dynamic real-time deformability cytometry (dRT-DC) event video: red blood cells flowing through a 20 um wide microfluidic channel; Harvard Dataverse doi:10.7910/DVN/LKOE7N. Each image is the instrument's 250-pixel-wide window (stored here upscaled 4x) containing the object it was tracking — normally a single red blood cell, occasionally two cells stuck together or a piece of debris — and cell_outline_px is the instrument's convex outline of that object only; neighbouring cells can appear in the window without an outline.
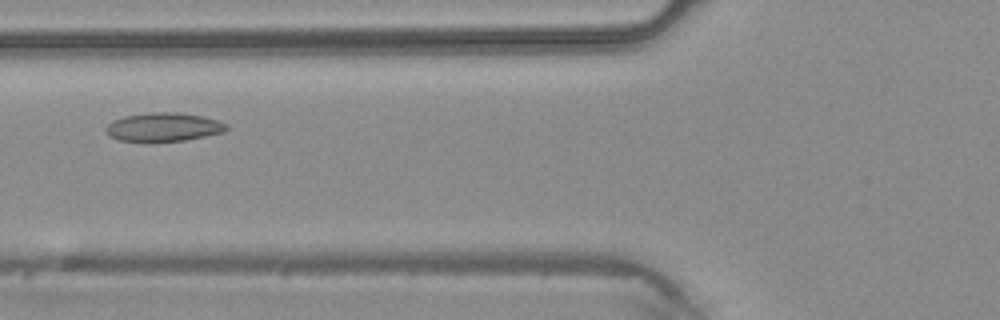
{"species": "common noctule bat (a hibernating species)", "species_latin": "Nyctalus noctula", "temperature_condition": "warm", "stored_images_in_passage": 40, "camera_frame_rate_fps": 3000, "um_per_image_px": 0.085, "animal": {"sex": "male", "body_mass_g": 20.4}, "frame": {"image": 1, "passage_image": 12, "time_ms": 3.667, "image_size_px": [1000, 320], "cell_outline_px": [[228, 128], [224, 132], [184, 140], [120, 140], [108, 136], [104, 128], [112, 120], [124, 116], [152, 112], [180, 112], [200, 116], [216, 120], [228, 124]], "centroid_in_image_um": [13.88, 10.77], "position_along_channel_um": 111.9, "area_um2": 19.77}}
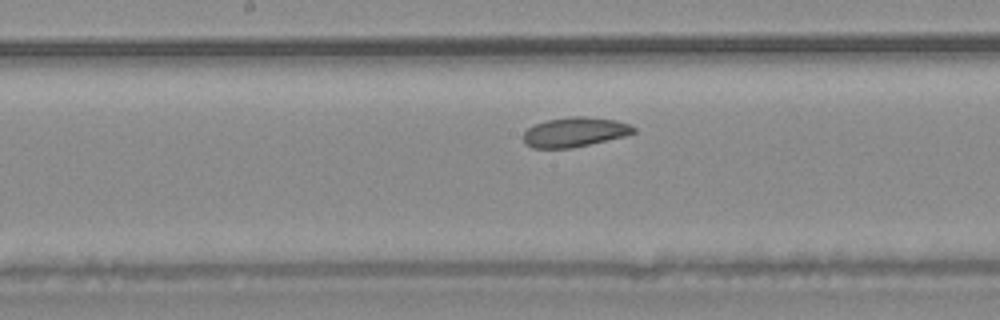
{"frame": {"image": 2, "passage_image": 18, "time_ms": 5.667, "image_size_px": [1000, 320], "cell_outline_px": [[636, 132], [624, 136], [572, 148], [532, 148], [524, 144], [524, 132], [528, 128], [536, 124], [548, 120], [572, 116], [584, 116], [616, 120], [628, 124], [636, 128]], "centroid_in_image_um": [48.85, 11.23], "position_along_channel_um": 199.4, "area_um2": 18.9}}
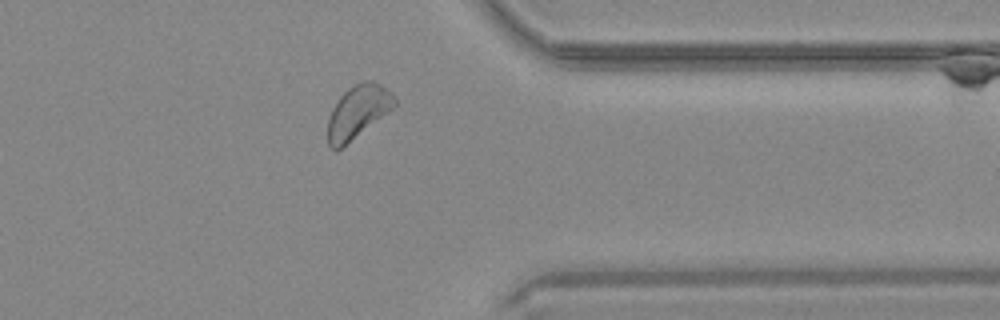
{"frame": {"image": 3, "passage_image": 31, "time_ms": 10.0, "image_size_px": [1000, 320], "cell_outline_px": [[396, 104], [392, 108], [336, 152], [328, 148], [328, 120], [332, 108], [340, 96], [348, 88], [360, 80], [372, 80], [380, 84], [392, 92], [396, 100]], "centroid_in_image_um": [30.39, 9.49], "position_along_channel_um": 381.0, "area_um2": 20.46}}